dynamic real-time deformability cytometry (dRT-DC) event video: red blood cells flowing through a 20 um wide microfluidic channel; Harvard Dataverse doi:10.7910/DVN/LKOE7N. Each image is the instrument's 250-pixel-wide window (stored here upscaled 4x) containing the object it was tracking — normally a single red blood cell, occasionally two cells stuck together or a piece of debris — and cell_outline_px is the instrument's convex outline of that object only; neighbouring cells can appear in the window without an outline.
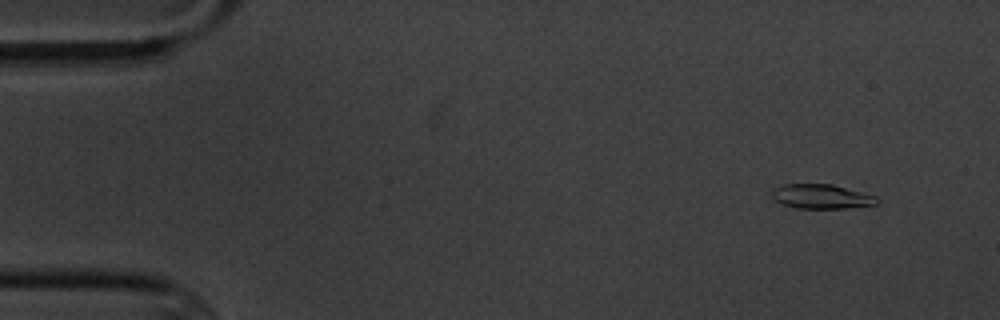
{"species": "common noctule bat (a hibernating species)", "species_latin": "Nyctalus noctula", "temperature_condition": "cold", "stored_images_in_passage": 3, "camera_frame_rate_fps": 3000, "um_per_image_px": 0.085, "animal": {"sex": "male", "body_mass_g": 20.1, "forearm_length_mm": 53.5}, "frame": {"image": 1, "passage_image": 1, "time_ms": 0.0, "image_size_px": [1000, 320], "cell_outline_px": [[880, 204], [844, 208], [796, 208], [780, 204], [772, 196], [772, 188], [784, 184], [832, 184], [876, 196], [880, 200]], "centroid_in_image_um": [69.82, 16.7], "position_along_channel_um": 15.2, "area_um2": 15.03}}